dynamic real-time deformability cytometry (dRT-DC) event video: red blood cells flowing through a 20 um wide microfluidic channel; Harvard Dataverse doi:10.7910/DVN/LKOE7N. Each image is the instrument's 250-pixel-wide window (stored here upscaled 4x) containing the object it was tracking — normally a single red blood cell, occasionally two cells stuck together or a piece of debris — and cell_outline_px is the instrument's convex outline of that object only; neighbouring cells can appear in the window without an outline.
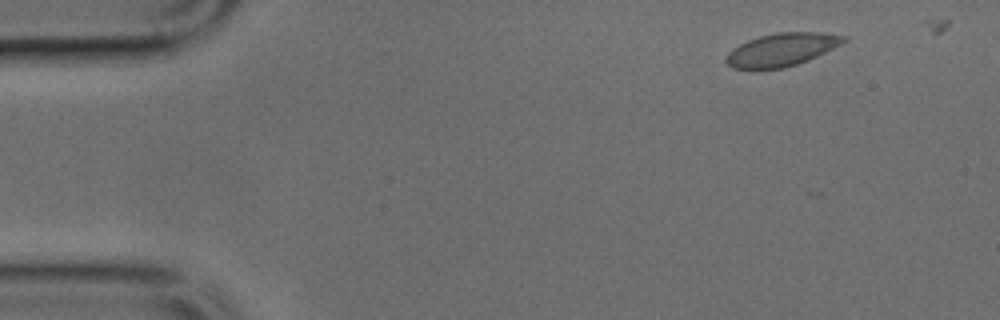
{"species": "common noctule bat (a hibernating species)", "species_latin": "Nyctalus noctula", "temperature_condition": "cold", "stored_images_in_passage": 5, "camera_frame_rate_fps": 3000, "um_per_image_px": 0.085, "animal": {"sex": "male", "body_mass_g": 17.9, "forearm_length_mm": 54.2}, "frame": {"image": 1, "passage_image": 1, "time_ms": 0.0, "image_size_px": [1000, 320], "cell_outline_px": [[848, 40], [808, 60], [784, 68], [732, 68], [724, 60], [728, 52], [732, 48], [748, 40], [760, 36], [776, 32], [820, 32], [848, 36]], "centroid_in_image_um": [66.44, 4.2], "position_along_channel_um": 18.6, "area_um2": 22.37}}
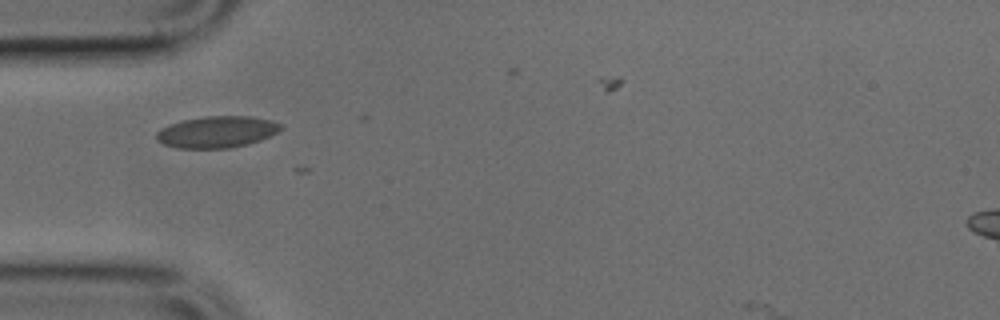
{"frame": {"image": 2, "passage_image": 4, "time_ms": 1.0, "image_size_px": [1000, 320], "cell_outline_px": [[284, 128], [260, 140], [248, 144], [228, 148], [180, 148], [164, 144], [156, 140], [156, 132], [160, 128], [168, 124], [184, 120], [204, 116], [252, 116], [268, 120], [280, 124]], "centroid_in_image_um": [18.4, 11.21], "position_along_channel_um": 66.6, "area_um2": 22.77}}